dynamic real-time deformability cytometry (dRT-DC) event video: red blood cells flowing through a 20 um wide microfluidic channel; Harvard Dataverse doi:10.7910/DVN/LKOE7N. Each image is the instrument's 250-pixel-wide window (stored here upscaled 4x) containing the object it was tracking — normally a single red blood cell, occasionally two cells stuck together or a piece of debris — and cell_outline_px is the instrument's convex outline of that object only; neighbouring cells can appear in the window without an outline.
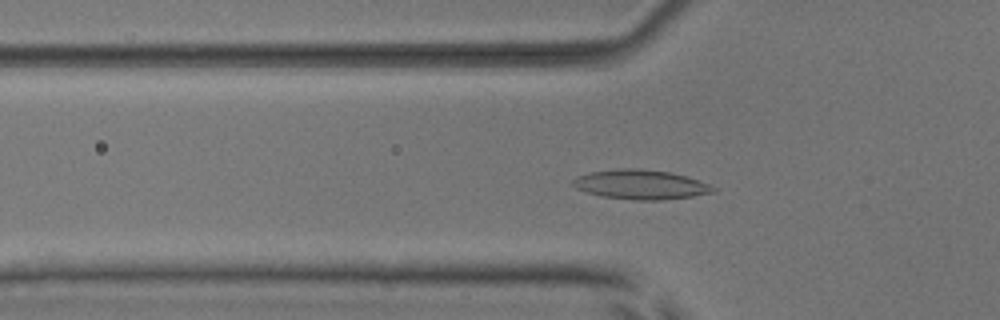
{"species": "common noctule bat (a hibernating species)", "species_latin": "Nyctalus noctula", "temperature_condition": "room temperature", "stored_images_in_passage": 52, "camera_frame_rate_fps": 3000, "um_per_image_px": 0.085, "animal": {"sex": "male", "body_mass_g": 17.9, "forearm_length_mm": 54.2}, "frame": {"image": 1, "passage_image": 17, "time_ms": 5.333, "image_size_px": [1000, 320], "cell_outline_px": [[716, 192], [692, 196], [660, 200], [636, 200], [604, 196], [588, 192], [576, 188], [572, 184], [572, 180], [576, 176], [592, 172], [616, 168], [636, 168], [672, 172], [688, 176], [708, 184], [716, 188]], "centroid_in_image_um": [54.48, 15.67], "position_along_channel_um": 71.3, "area_um2": 24.04}}
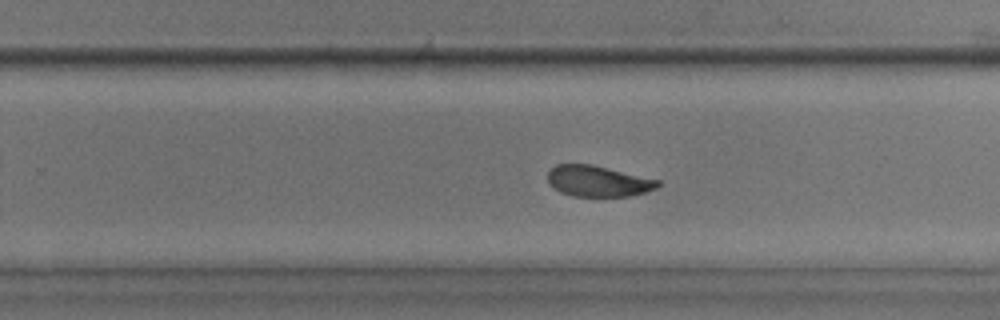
{"frame": {"image": 2, "passage_image": 33, "time_ms": 10.667, "image_size_px": [1000, 320], "cell_outline_px": [[660, 184], [656, 188], [644, 192], [628, 196], [572, 196], [560, 192], [548, 184], [548, 172], [556, 164], [592, 164], [660, 180]], "centroid_in_image_um": [50.81, 15.39], "position_along_channel_um": 279.0, "area_um2": 19.83}}
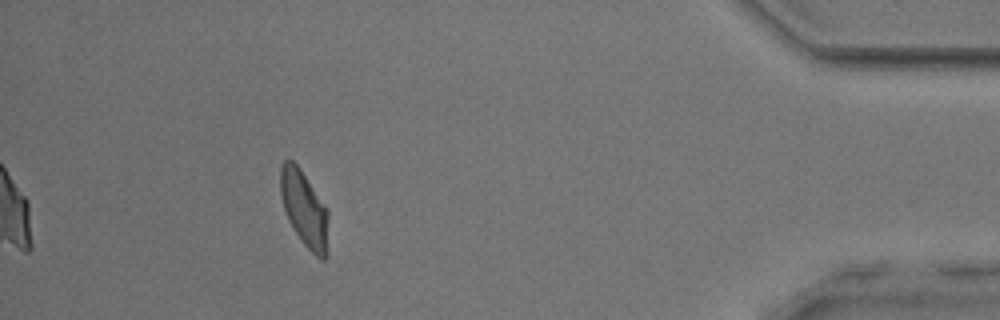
{"frame": {"image": 3, "passage_image": 47, "time_ms": 15.333, "image_size_px": [1000, 320], "cell_outline_px": [[328, 256], [324, 260], [320, 260], [304, 244], [288, 220], [280, 196], [280, 168], [284, 160], [292, 160], [300, 168], [328, 208]], "centroid_in_image_um": [25.89, 17.76], "position_along_channel_um": 409.3, "area_um2": 21.44}, "authors_computed_cell_mechanics": {"area_um2": 21.4727, "velocity_mm_per_s": 3.9074, "shape_relaxation_time_tau1_ms": 4.274, "shape_relaxation_time_tau2_ms": 2.1589, "deformation_change_tau1": 0.1252, "deformation_change_tau2": 0.0532}}